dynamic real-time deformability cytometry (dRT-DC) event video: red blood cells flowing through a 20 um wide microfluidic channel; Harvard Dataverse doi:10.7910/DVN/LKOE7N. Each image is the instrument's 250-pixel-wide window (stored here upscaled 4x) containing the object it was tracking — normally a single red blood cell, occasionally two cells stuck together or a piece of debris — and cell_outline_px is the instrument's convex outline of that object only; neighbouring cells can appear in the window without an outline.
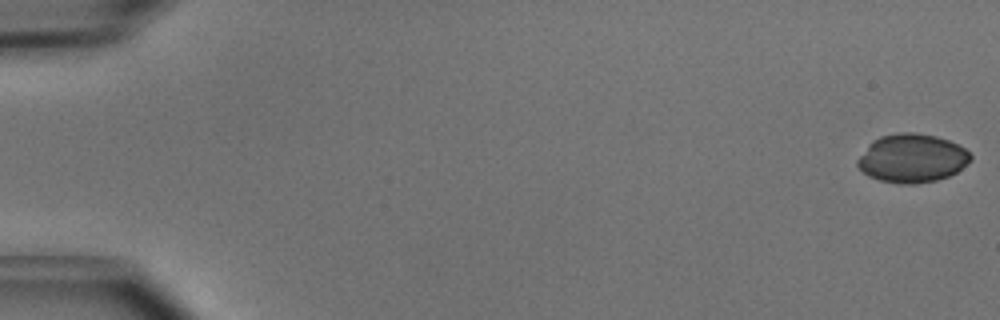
{"species": "common noctule bat (a hibernating species)", "species_latin": "Nyctalus noctula", "temperature_condition": "cold", "stored_images_in_passage": 8, "camera_frame_rate_fps": 3000, "um_per_image_px": 0.085, "animal": {"sex": "male", "body_mass_g": 15.6}, "frame": {"image": 1, "passage_image": 1, "time_ms": 0.0, "image_size_px": [1000, 320], "cell_outline_px": [[972, 160], [956, 172], [948, 176], [936, 180], [916, 184], [900, 184], [880, 180], [868, 176], [856, 164], [856, 160], [868, 144], [872, 140], [880, 136], [900, 132], [912, 132], [936, 136], [948, 140], [964, 148], [972, 156]], "centroid_in_image_um": [77.5, 13.45], "position_along_channel_um": 7.5, "area_um2": 32.02}}